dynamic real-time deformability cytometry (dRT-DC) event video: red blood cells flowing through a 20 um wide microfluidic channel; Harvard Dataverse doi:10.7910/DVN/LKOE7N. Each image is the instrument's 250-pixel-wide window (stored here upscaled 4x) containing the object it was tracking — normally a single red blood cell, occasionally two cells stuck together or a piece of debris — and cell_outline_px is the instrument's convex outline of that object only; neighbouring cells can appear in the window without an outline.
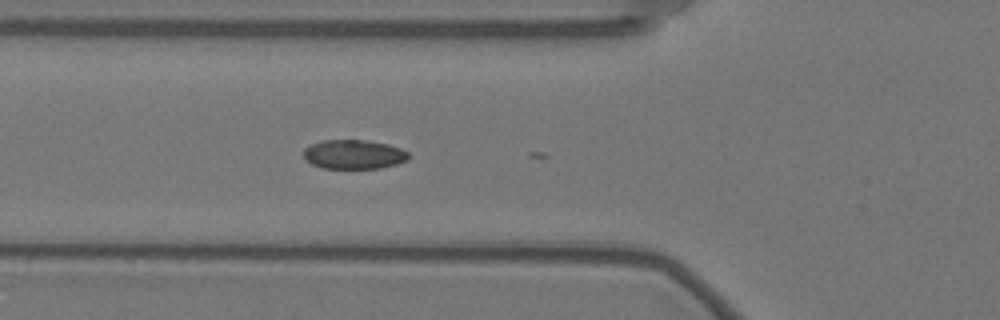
{"species": "Egyptian fruit bat (a non-hibernating species)", "species_latin": "Rousettus aegyptiacus", "temperature_condition": "warm", "stored_images_in_passage": 6, "camera_frame_rate_fps": 3000, "um_per_image_px": 0.085, "animal": {"sex": "female"}, "frame": {"image": 1, "passage_image": 2, "time_ms": 0.333, "image_size_px": [1000, 320], "cell_outline_px": [[408, 160], [396, 164], [380, 168], [320, 168], [312, 164], [304, 156], [304, 148], [320, 140], [360, 140], [388, 144], [400, 148], [408, 152]], "centroid_in_image_um": [30.07, 13.12], "position_along_channel_um": 95.7, "area_um2": 17.74}}
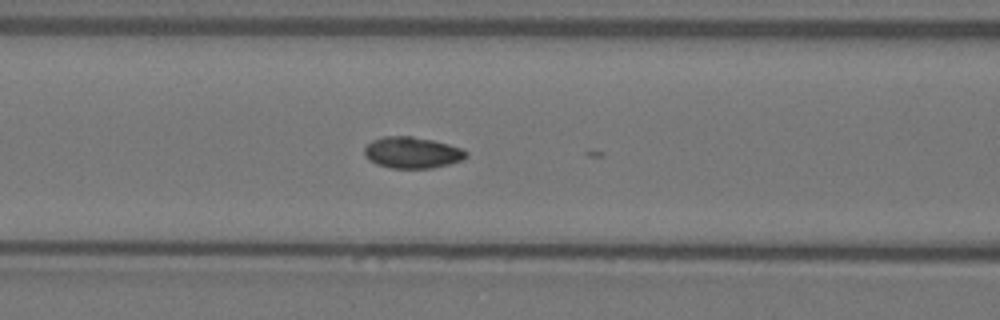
{"frame": {"image": 2, "passage_image": 5, "time_ms": 1.333, "image_size_px": [1000, 320], "cell_outline_px": [[468, 156], [464, 160], [432, 168], [388, 168], [376, 164], [368, 160], [364, 156], [364, 148], [372, 140], [384, 136], [412, 136], [432, 140], [448, 144], [460, 148], [468, 152]], "centroid_in_image_um": [35.02, 12.98], "position_along_channel_um": 131.6, "area_um2": 18.73}}